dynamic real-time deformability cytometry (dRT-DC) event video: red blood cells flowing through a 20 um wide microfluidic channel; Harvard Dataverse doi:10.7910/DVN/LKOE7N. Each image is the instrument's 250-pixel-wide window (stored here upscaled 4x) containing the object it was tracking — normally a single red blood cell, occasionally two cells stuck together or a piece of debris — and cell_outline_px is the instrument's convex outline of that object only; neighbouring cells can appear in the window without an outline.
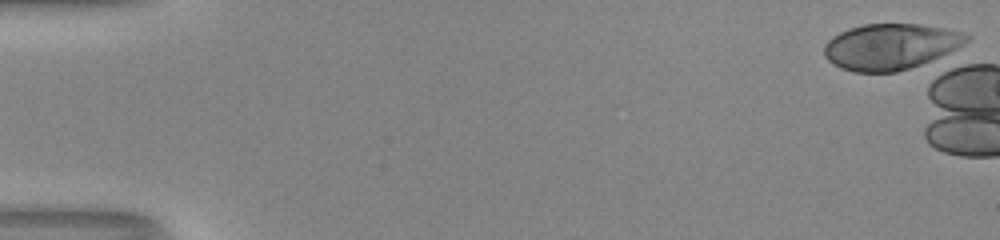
{"species": "human", "species_latin": "Homo sapiens", "temperature_condition": "room temperature", "stored_images_in_passage": 1, "camera_frame_rate_fps": 3000, "um_per_image_px": 0.085, "donor": {"sex": "male"}, "frame": {"image": 1, "passage_image": 1, "time_ms": 0.0, "image_size_px": [1000, 240], "cell_outline_px": [[972, 36], [968, 40], [948, 56], [896, 72], [856, 72], [840, 68], [832, 64], [824, 56], [824, 44], [832, 36], [848, 28], [864, 24], [920, 24], [944, 28], [960, 32]], "centroid_in_image_um": [75.72, 3.97], "position_along_channel_um": 9.3, "area_um2": 38.61}}